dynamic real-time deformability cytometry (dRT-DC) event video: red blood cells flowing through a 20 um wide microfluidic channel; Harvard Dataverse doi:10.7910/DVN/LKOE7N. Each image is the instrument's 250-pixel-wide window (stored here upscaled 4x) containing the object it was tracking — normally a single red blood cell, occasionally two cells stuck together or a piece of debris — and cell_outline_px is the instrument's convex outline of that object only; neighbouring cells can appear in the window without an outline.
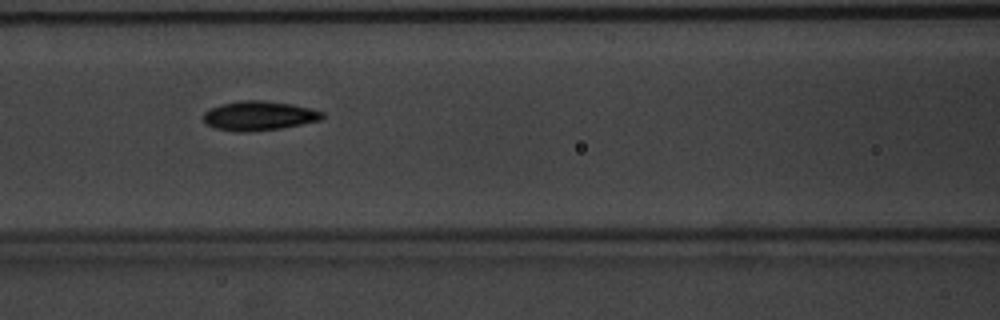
{"species": "common noctule bat (a hibernating species)", "species_latin": "Nyctalus noctula", "temperature_condition": "warm", "stored_images_in_passage": 41, "camera_frame_rate_fps": 3000, "um_per_image_px": 0.085, "animal": {"sex": "male", "body_mass_g": 20.1, "forearm_length_mm": 53.5}, "frame": {"image": 1, "passage_image": 18, "time_ms": 5.667, "image_size_px": [1000, 320], "cell_outline_px": [[324, 120], [280, 128], [248, 132], [236, 132], [216, 128], [208, 124], [204, 120], [204, 112], [220, 104], [240, 100], [264, 100], [292, 104], [324, 112]], "centroid_in_image_um": [22.04, 9.84], "position_along_channel_um": 144.6, "area_um2": 20.35}}
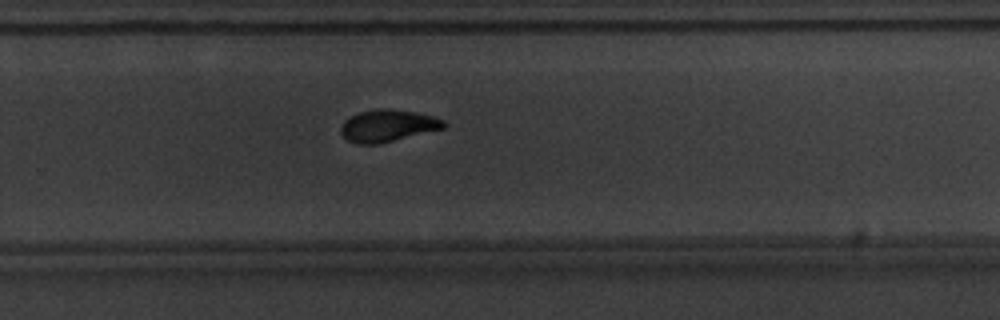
{"frame": {"image": 2, "passage_image": 30, "time_ms": 9.667, "image_size_px": [1000, 320], "cell_outline_px": [[448, 124], [444, 128], [380, 144], [356, 144], [348, 140], [340, 132], [340, 128], [344, 120], [356, 112], [380, 108], [392, 108], [432, 116], [444, 120]], "centroid_in_image_um": [32.93, 10.68], "position_along_channel_um": 296.9, "area_um2": 19.36}}
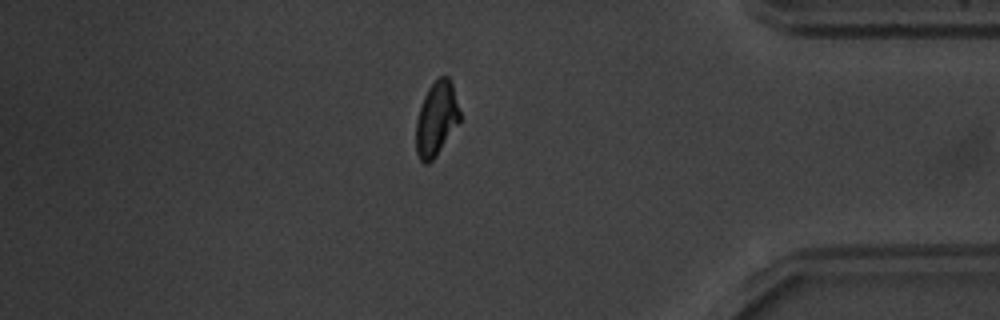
{"frame": {"image": 3, "passage_image": 40, "time_ms": 13.0, "image_size_px": [1000, 320], "cell_outline_px": [[460, 120], [436, 156], [428, 164], [424, 164], [420, 160], [416, 152], [416, 120], [424, 96], [428, 88], [440, 76], [448, 76], [452, 80], [460, 112]], "centroid_in_image_um": [37.09, 10.09], "position_along_channel_um": 398.1, "area_um2": 18.9}}